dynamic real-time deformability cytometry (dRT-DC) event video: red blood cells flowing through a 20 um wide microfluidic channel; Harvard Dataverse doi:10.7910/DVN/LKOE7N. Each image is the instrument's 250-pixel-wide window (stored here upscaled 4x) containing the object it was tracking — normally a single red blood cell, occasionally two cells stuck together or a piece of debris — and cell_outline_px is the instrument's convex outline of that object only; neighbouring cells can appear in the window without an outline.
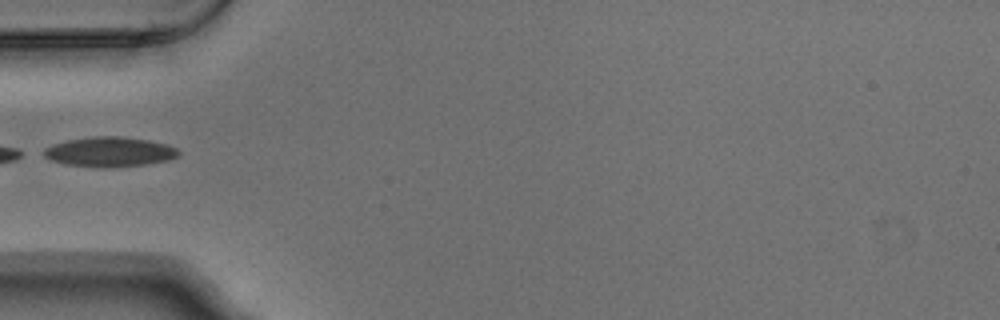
{"species": "Egyptian fruit bat (a non-hibernating species)", "species_latin": "Rousettus aegyptiacus", "temperature_condition": "warm", "stored_images_in_passage": 2, "camera_frame_rate_fps": 3000, "um_per_image_px": 0.085, "animal": {"sex": "male"}, "frame": {"image": 1, "passage_image": 2, "time_ms": 0.333, "image_size_px": [1000, 320], "cell_outline_px": [[180, 156], [168, 160], [144, 164], [116, 168], [100, 168], [64, 164], [52, 160], [36, 152], [52, 144], [68, 140], [96, 136], [120, 136], [148, 140], [168, 144], [176, 148], [180, 152]], "centroid_in_image_um": [9.28, 12.92], "position_along_channel_um": 75.7, "area_um2": 23.81}}